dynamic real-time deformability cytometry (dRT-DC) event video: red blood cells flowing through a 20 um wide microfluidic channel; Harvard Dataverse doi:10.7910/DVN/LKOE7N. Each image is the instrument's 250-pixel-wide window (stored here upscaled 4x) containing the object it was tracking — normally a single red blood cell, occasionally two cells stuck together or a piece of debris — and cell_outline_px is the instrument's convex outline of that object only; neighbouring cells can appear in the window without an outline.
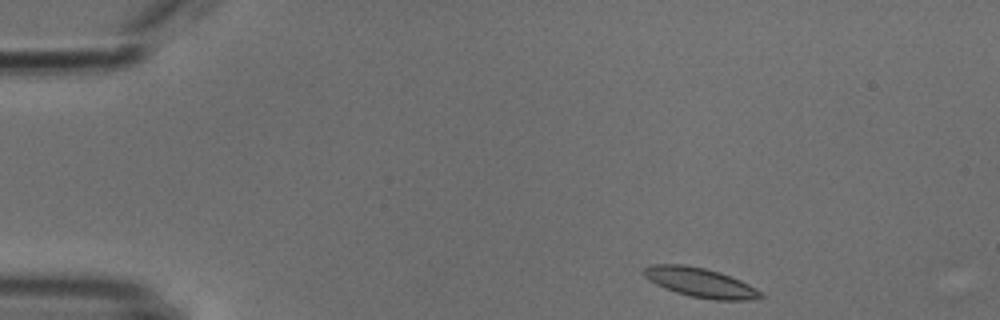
{"species": "common noctule bat (a hibernating species)", "species_latin": "Nyctalus noctula", "temperature_condition": "cold", "stored_images_in_passage": 46, "camera_frame_rate_fps": 3000, "um_per_image_px": 0.085, "animal": {"sex": "male", "body_mass_g": 18.8}, "frame": {"image": 1, "passage_image": 1, "time_ms": 0.0, "image_size_px": [1000, 320], "cell_outline_px": [[764, 296], [748, 300], [712, 300], [692, 296], [676, 292], [664, 288], [648, 280], [644, 276], [644, 268], [652, 264], [684, 264], [704, 268], [720, 272], [740, 280], [764, 292]], "centroid_in_image_um": [59.54, 24.01], "position_along_channel_um": 25.5, "area_um2": 20.0}}
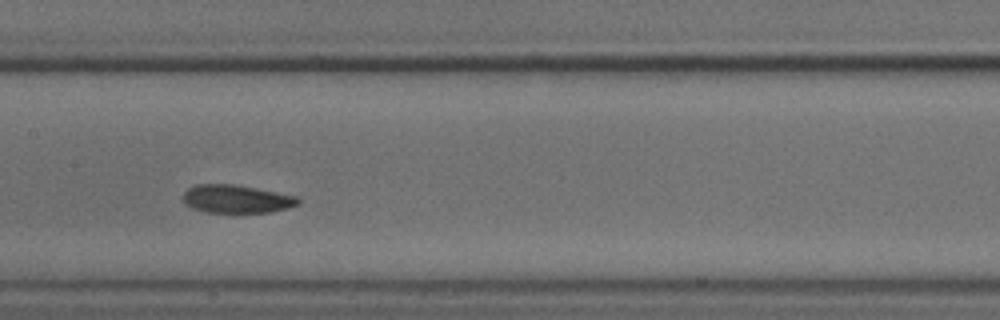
{"frame": {"image": 2, "passage_image": 20, "time_ms": 6.333, "image_size_px": [1000, 320], "cell_outline_px": [[300, 204], [288, 208], [272, 212], [204, 212], [192, 208], [184, 200], [184, 192], [188, 188], [196, 184], [232, 184], [256, 188], [300, 196]], "centroid_in_image_um": [20.16, 16.91], "position_along_channel_um": 187.2, "area_um2": 18.9}}
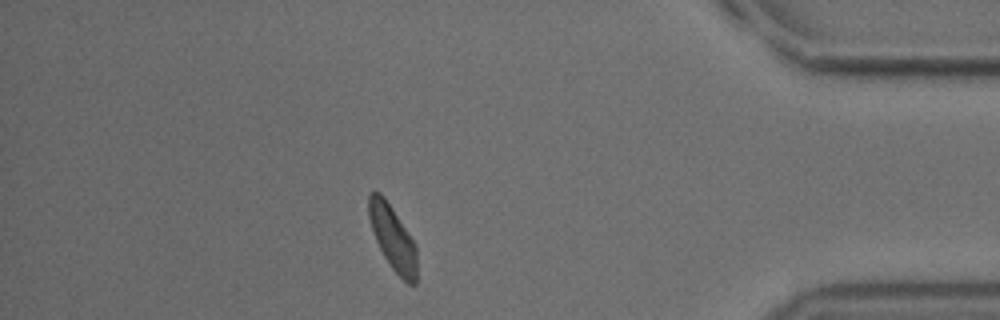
{"frame": {"image": 3, "passage_image": 40, "time_ms": 13.0, "image_size_px": [1000, 320], "cell_outline_px": [[416, 284], [408, 284], [392, 268], [384, 256], [376, 240], [368, 216], [368, 196], [372, 192], [380, 192], [384, 196], [416, 244]], "centroid_in_image_um": [33.38, 20.2], "position_along_channel_um": 401.8, "area_um2": 17.8}, "authors_computed_cell_mechanics": {"area_um2": 19.1607, "velocity_mm_per_s": 3.765, "shape_relaxation_time_tau1_ms": 10.5069, "shape_relaxation_time_tau2_ms": 2.5887, "deformation_change_tau1": 0.1884, "deformation_change_tau2": 0.0655}}